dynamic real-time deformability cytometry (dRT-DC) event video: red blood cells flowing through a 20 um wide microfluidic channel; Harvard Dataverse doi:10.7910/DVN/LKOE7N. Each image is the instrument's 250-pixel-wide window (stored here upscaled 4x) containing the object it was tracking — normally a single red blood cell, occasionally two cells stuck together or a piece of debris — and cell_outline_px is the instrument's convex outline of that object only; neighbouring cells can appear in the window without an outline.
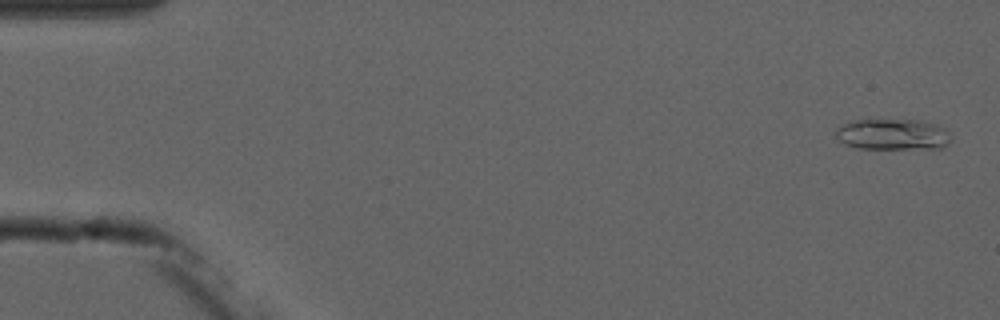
{"species": "common noctule bat (a hibernating species)", "species_latin": "Nyctalus noctula", "temperature_condition": "cold", "stored_images_in_passage": 6, "camera_frame_rate_fps": 3000, "um_per_image_px": 0.085, "animal": {"sex": "male", "forearm_length_mm": 52.5}, "frame": {"image": 1, "passage_image": 1, "time_ms": 0.0, "image_size_px": [1000, 320], "cell_outline_px": [[952, 140], [944, 148], [856, 148], [844, 144], [836, 136], [836, 128], [840, 124], [848, 120], [916, 120], [936, 124], [944, 128], [948, 132]], "centroid_in_image_um": [75.86, 11.42], "position_along_channel_um": 9.1, "area_um2": 20.92}}